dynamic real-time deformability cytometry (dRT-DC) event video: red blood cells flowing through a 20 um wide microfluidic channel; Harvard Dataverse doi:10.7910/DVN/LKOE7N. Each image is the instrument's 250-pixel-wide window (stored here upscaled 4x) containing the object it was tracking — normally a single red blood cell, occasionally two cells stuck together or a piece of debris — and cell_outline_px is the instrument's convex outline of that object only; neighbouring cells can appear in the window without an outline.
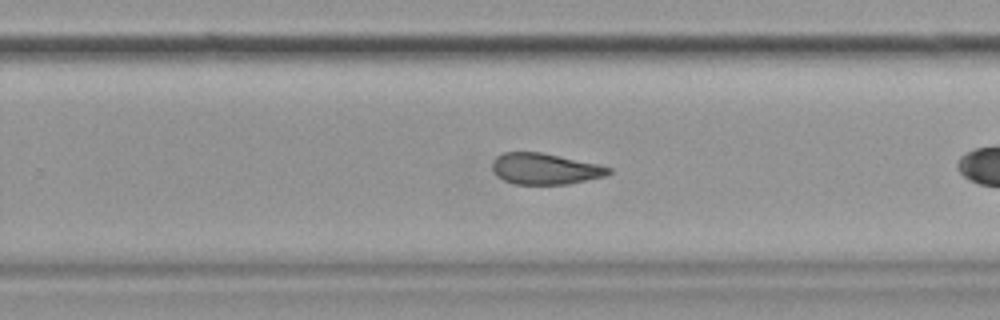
{"species": "common noctule bat (a hibernating species)", "species_latin": "Nyctalus noctula", "temperature_condition": "cold", "stored_images_in_passage": 28, "camera_frame_rate_fps": 3000, "um_per_image_px": 0.085, "animal": {"sex": "female", "body_mass_g": 19.9}, "frame": {"image": 1, "passage_image": 20, "time_ms": 6.333, "image_size_px": [1000, 320], "cell_outline_px": [[612, 172], [604, 176], [568, 184], [512, 184], [496, 176], [492, 168], [492, 160], [496, 156], [504, 152], [540, 152], [596, 164], [612, 168]], "centroid_in_image_um": [46.27, 14.35], "position_along_channel_um": 283.5, "area_um2": 20.98}}